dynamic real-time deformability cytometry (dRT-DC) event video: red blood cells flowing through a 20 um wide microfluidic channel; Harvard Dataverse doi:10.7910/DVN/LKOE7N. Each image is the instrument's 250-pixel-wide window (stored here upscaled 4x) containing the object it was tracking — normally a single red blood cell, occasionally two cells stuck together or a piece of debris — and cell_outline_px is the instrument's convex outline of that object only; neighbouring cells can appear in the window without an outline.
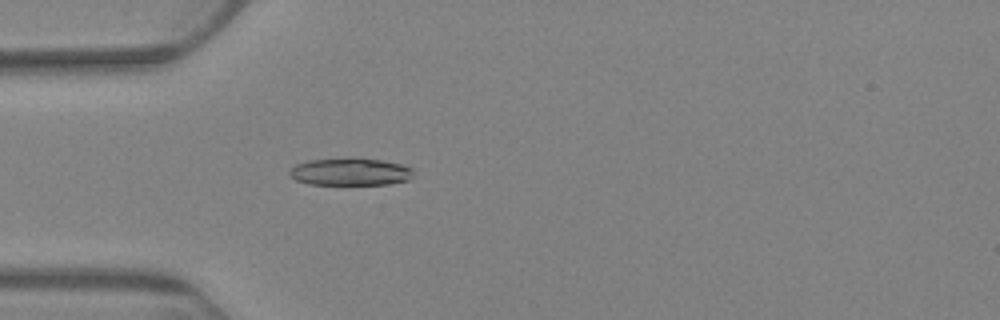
{"species": "Egyptian fruit bat (a non-hibernating species)", "species_latin": "Rousettus aegyptiacus", "temperature_condition": "warm", "stored_images_in_passage": 5, "camera_frame_rate_fps": 3000, "um_per_image_px": 0.085, "animal": {"sex": "female"}, "frame": {"image": 1, "passage_image": 5, "time_ms": 5.333, "image_size_px": [1000, 320], "cell_outline_px": [[412, 180], [388, 184], [308, 184], [296, 180], [288, 172], [296, 164], [308, 160], [380, 160], [400, 164], [412, 168]], "centroid_in_image_um": [29.8, 14.64], "position_along_channel_um": 55.2, "area_um2": 19.07}}